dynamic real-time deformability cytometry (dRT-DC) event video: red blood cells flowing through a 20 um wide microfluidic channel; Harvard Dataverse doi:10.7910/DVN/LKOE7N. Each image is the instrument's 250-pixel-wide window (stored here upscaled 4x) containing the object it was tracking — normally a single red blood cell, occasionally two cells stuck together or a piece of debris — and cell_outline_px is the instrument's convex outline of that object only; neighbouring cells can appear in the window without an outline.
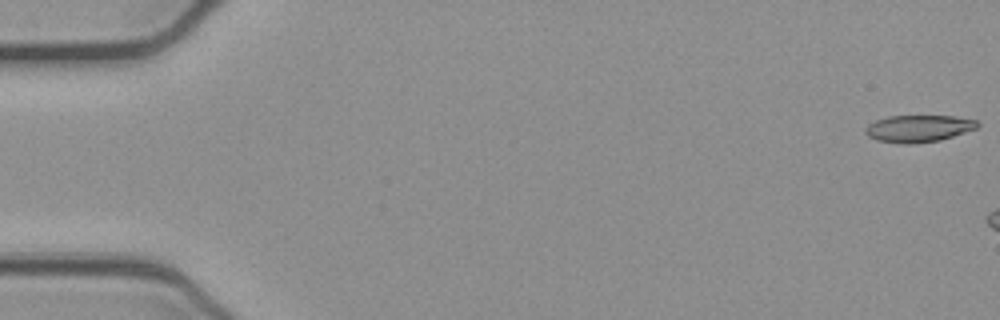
{"species": "common noctule bat (a hibernating species)", "species_latin": "Nyctalus noctula", "temperature_condition": "cold", "stored_images_in_passage": 8, "camera_frame_rate_fps": 3000, "um_per_image_px": 0.085, "animal": {"sex": "female", "body_mass_g": 21.9}, "frame": {"image": 1, "passage_image": 1, "time_ms": 0.0, "image_size_px": [1000, 320], "cell_outline_px": [[980, 124], [976, 128], [940, 140], [912, 144], [900, 144], [876, 140], [868, 136], [864, 132], [864, 128], [868, 124], [876, 120], [888, 116], [956, 116], [976, 120]], "centroid_in_image_um": [78.03, 10.92], "position_along_channel_um": 7.0, "area_um2": 17.69}}